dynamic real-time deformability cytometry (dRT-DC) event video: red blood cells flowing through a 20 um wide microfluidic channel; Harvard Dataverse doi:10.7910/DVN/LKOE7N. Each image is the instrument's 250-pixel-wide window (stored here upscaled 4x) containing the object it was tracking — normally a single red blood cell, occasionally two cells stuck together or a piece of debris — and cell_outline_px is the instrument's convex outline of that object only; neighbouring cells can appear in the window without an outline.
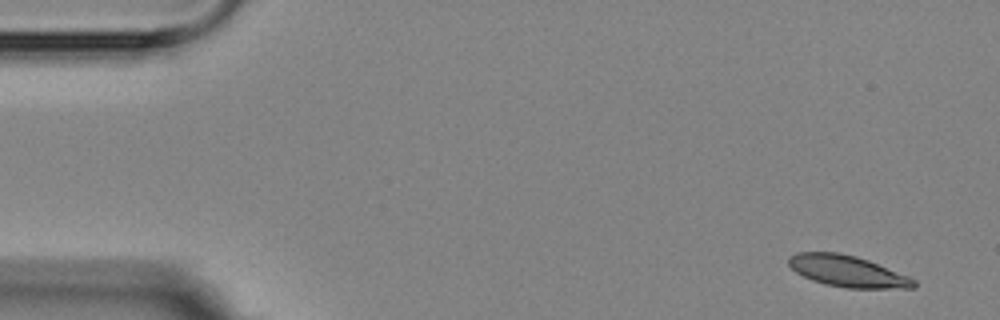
{"species": "Egyptian fruit bat (a non-hibernating species)", "species_latin": "Rousettus aegyptiacus", "temperature_condition": "room temperature", "stored_images_in_passage": 5, "camera_frame_rate_fps": 3000, "um_per_image_px": 0.085, "animal": {"sex": "female"}, "frame": {"image": 1, "passage_image": 1, "time_ms": 0.0, "image_size_px": [1000, 320], "cell_outline_px": [[916, 288], [844, 288], [824, 284], [812, 280], [796, 272], [788, 264], [788, 256], [796, 252], [840, 252], [856, 256], [868, 260], [908, 276], [916, 280]], "centroid_in_image_um": [72.02, 23.05], "position_along_channel_um": 13.0, "area_um2": 22.95}}
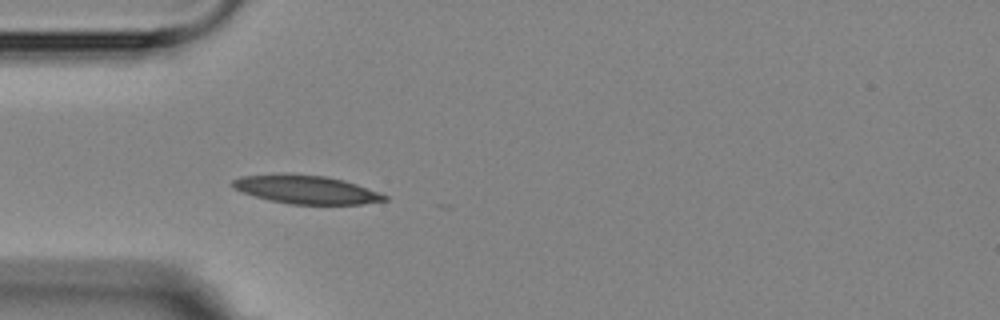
{"frame": {"image": 2, "passage_image": 5, "time_ms": 4.333, "image_size_px": [1000, 320], "cell_outline_px": [[388, 200], [360, 204], [288, 204], [256, 196], [232, 188], [232, 180], [240, 176], [284, 172], [324, 176], [344, 180], [356, 184], [388, 196]], "centroid_in_image_um": [25.98, 16.09], "position_along_channel_um": 59.0, "area_um2": 25.2}}